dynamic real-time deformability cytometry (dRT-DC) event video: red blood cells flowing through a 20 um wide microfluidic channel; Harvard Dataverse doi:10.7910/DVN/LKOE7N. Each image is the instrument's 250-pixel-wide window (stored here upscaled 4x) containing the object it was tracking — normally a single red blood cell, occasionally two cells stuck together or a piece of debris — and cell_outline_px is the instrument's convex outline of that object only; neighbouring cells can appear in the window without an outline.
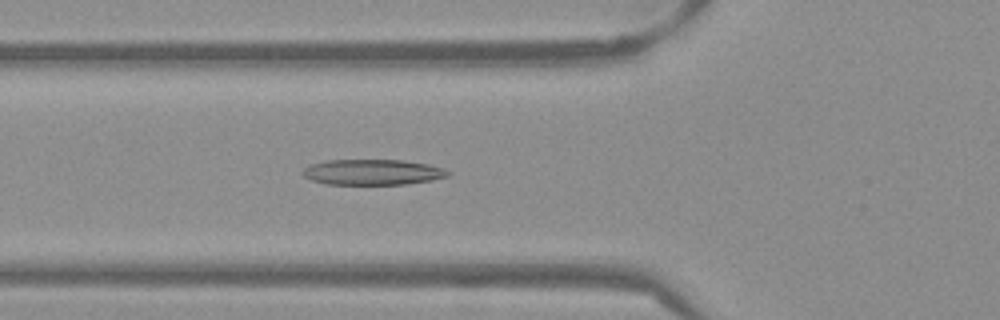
{"species": "Egyptian fruit bat (a non-hibernating species)", "species_latin": "Rousettus aegyptiacus", "temperature_condition": "warm", "stored_images_in_passage": 52, "camera_frame_rate_fps": 3000, "um_per_image_px": 0.085, "frame": {"image": 1, "passage_image": 19, "time_ms": 6.0, "image_size_px": [1000, 320], "cell_outline_px": [[452, 172], [448, 176], [432, 180], [404, 184], [324, 184], [312, 180], [304, 176], [300, 172], [304, 168], [312, 164], [328, 160], [404, 160], [428, 164], [444, 168]], "centroid_in_image_um": [31.68, 14.63], "position_along_channel_um": 94.1, "area_um2": 21.68}}
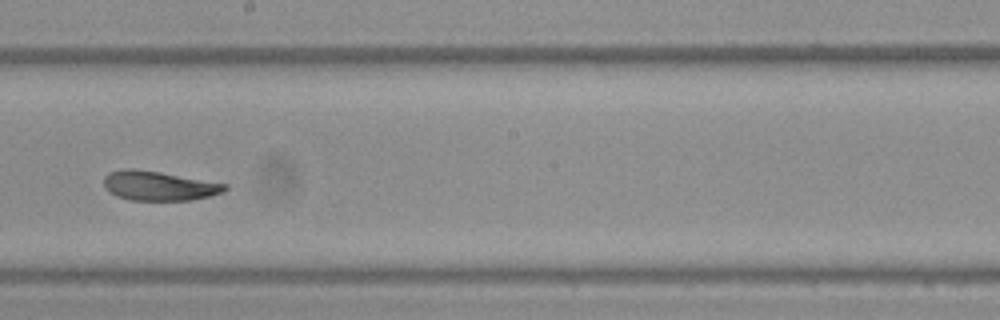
{"frame": {"image": 2, "passage_image": 29, "time_ms": 9.333, "image_size_px": [1000, 320], "cell_outline_px": [[228, 188], [224, 192], [192, 200], [132, 200], [116, 196], [108, 192], [104, 188], [104, 176], [108, 172], [124, 168], [132, 168], [160, 172], [228, 184]], "centroid_in_image_um": [13.47, 15.79], "position_along_channel_um": 234.7, "area_um2": 20.87}}
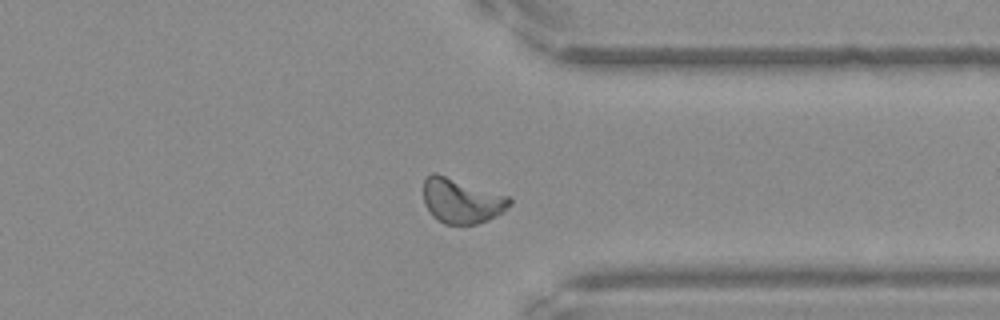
{"frame": {"image": 3, "passage_image": 40, "time_ms": 13.0, "image_size_px": [1000, 320], "cell_outline_px": [[512, 204], [496, 216], [488, 220], [476, 224], [444, 224], [432, 216], [424, 204], [424, 180], [432, 172], [436, 172], [508, 196], [512, 200]], "centroid_in_image_um": [39.22, 17.06], "position_along_channel_um": 372.2, "area_um2": 22.54}, "authors_computed_cell_mechanics": {"area_um2": 22.0796, "velocity_mm_per_s": 3.8513, "shape_relaxation_time_tau1_ms": 6.1406, "shape_relaxation_time_tau2_ms": 2.3245, "deformation_change_tau1": 0.2081, "deformation_change_tau2": 0.0991}}